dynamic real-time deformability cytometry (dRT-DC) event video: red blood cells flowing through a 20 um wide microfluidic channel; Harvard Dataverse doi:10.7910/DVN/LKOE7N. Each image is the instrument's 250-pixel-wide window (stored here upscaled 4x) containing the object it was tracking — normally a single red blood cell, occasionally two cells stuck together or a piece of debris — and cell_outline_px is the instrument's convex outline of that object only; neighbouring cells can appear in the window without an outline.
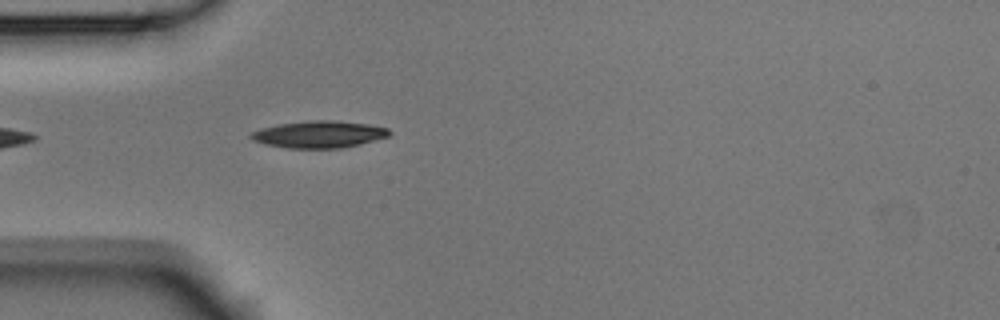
{"species": "Egyptian fruit bat (a non-hibernating species)", "species_latin": "Rousettus aegyptiacus", "temperature_condition": "room temperature", "stored_images_in_passage": 1, "camera_frame_rate_fps": 3000, "um_per_image_px": 0.085, "animal": {"sex": "male"}, "frame": {"image": 1, "passage_image": 1, "time_ms": 0.0, "image_size_px": [1000, 320], "cell_outline_px": [[392, 132], [388, 136], [360, 144], [340, 148], [288, 148], [268, 144], [252, 140], [248, 136], [252, 132], [260, 128], [280, 124], [308, 120], [332, 120], [368, 124], [388, 128]], "centroid_in_image_um": [27.12, 11.41], "position_along_channel_um": 57.9, "area_um2": 21.62}}